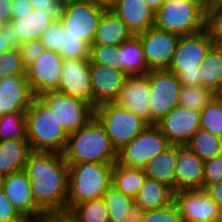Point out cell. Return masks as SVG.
Wrapping results in <instances>:
<instances>
[{"label": "cell", "instance_id": "6da1fadb", "mask_svg": "<svg viewBox=\"0 0 222 222\" xmlns=\"http://www.w3.org/2000/svg\"><path fill=\"white\" fill-rule=\"evenodd\" d=\"M33 200L42 210L67 209L69 165L63 154L32 151L24 167Z\"/></svg>", "mask_w": 222, "mask_h": 222}, {"label": "cell", "instance_id": "7a4b0ae2", "mask_svg": "<svg viewBox=\"0 0 222 222\" xmlns=\"http://www.w3.org/2000/svg\"><path fill=\"white\" fill-rule=\"evenodd\" d=\"M63 157L67 164L116 163L118 152L94 116L78 131L69 134Z\"/></svg>", "mask_w": 222, "mask_h": 222}, {"label": "cell", "instance_id": "3957f363", "mask_svg": "<svg viewBox=\"0 0 222 222\" xmlns=\"http://www.w3.org/2000/svg\"><path fill=\"white\" fill-rule=\"evenodd\" d=\"M26 122L32 151L63 154L69 135L40 97H35L27 109Z\"/></svg>", "mask_w": 222, "mask_h": 222}, {"label": "cell", "instance_id": "277c9868", "mask_svg": "<svg viewBox=\"0 0 222 222\" xmlns=\"http://www.w3.org/2000/svg\"><path fill=\"white\" fill-rule=\"evenodd\" d=\"M115 163H80L69 165L67 209L102 198L112 186Z\"/></svg>", "mask_w": 222, "mask_h": 222}, {"label": "cell", "instance_id": "5b68a950", "mask_svg": "<svg viewBox=\"0 0 222 222\" xmlns=\"http://www.w3.org/2000/svg\"><path fill=\"white\" fill-rule=\"evenodd\" d=\"M213 45L206 28L196 34L180 36L168 70L177 75L181 85L201 86L199 67Z\"/></svg>", "mask_w": 222, "mask_h": 222}, {"label": "cell", "instance_id": "8992f818", "mask_svg": "<svg viewBox=\"0 0 222 222\" xmlns=\"http://www.w3.org/2000/svg\"><path fill=\"white\" fill-rule=\"evenodd\" d=\"M154 26L180 36L196 34L206 28V9L197 0L166 1L155 13Z\"/></svg>", "mask_w": 222, "mask_h": 222}, {"label": "cell", "instance_id": "52a82bcc", "mask_svg": "<svg viewBox=\"0 0 222 222\" xmlns=\"http://www.w3.org/2000/svg\"><path fill=\"white\" fill-rule=\"evenodd\" d=\"M94 116L103 125L117 152L149 125L135 113L115 103H106L95 107Z\"/></svg>", "mask_w": 222, "mask_h": 222}, {"label": "cell", "instance_id": "ba28073f", "mask_svg": "<svg viewBox=\"0 0 222 222\" xmlns=\"http://www.w3.org/2000/svg\"><path fill=\"white\" fill-rule=\"evenodd\" d=\"M170 145L160 127L157 124H149L118 151L117 163L131 168L144 169L149 161Z\"/></svg>", "mask_w": 222, "mask_h": 222}, {"label": "cell", "instance_id": "9c48e42d", "mask_svg": "<svg viewBox=\"0 0 222 222\" xmlns=\"http://www.w3.org/2000/svg\"><path fill=\"white\" fill-rule=\"evenodd\" d=\"M106 9L90 0L65 4L61 16L65 34L78 36L91 46L100 19Z\"/></svg>", "mask_w": 222, "mask_h": 222}, {"label": "cell", "instance_id": "30bf717a", "mask_svg": "<svg viewBox=\"0 0 222 222\" xmlns=\"http://www.w3.org/2000/svg\"><path fill=\"white\" fill-rule=\"evenodd\" d=\"M151 90V124H157L167 113L179 105L181 84L177 75L168 69H154L148 72Z\"/></svg>", "mask_w": 222, "mask_h": 222}, {"label": "cell", "instance_id": "8fae6325", "mask_svg": "<svg viewBox=\"0 0 222 222\" xmlns=\"http://www.w3.org/2000/svg\"><path fill=\"white\" fill-rule=\"evenodd\" d=\"M40 98L55 114L68 135L78 131L94 117V108L82 99L57 91L44 93Z\"/></svg>", "mask_w": 222, "mask_h": 222}, {"label": "cell", "instance_id": "7c38bea8", "mask_svg": "<svg viewBox=\"0 0 222 222\" xmlns=\"http://www.w3.org/2000/svg\"><path fill=\"white\" fill-rule=\"evenodd\" d=\"M150 70L168 69L180 35L152 26L137 34Z\"/></svg>", "mask_w": 222, "mask_h": 222}, {"label": "cell", "instance_id": "4fadbf2b", "mask_svg": "<svg viewBox=\"0 0 222 222\" xmlns=\"http://www.w3.org/2000/svg\"><path fill=\"white\" fill-rule=\"evenodd\" d=\"M63 58L58 52L45 50L44 54L26 67V79L35 97L58 90Z\"/></svg>", "mask_w": 222, "mask_h": 222}, {"label": "cell", "instance_id": "5bb4252c", "mask_svg": "<svg viewBox=\"0 0 222 222\" xmlns=\"http://www.w3.org/2000/svg\"><path fill=\"white\" fill-rule=\"evenodd\" d=\"M174 202L184 222H216L222 211L203 189L176 190Z\"/></svg>", "mask_w": 222, "mask_h": 222}, {"label": "cell", "instance_id": "9a60e30c", "mask_svg": "<svg viewBox=\"0 0 222 222\" xmlns=\"http://www.w3.org/2000/svg\"><path fill=\"white\" fill-rule=\"evenodd\" d=\"M157 125L171 145L183 146L200 129V111L178 105Z\"/></svg>", "mask_w": 222, "mask_h": 222}, {"label": "cell", "instance_id": "2e32d148", "mask_svg": "<svg viewBox=\"0 0 222 222\" xmlns=\"http://www.w3.org/2000/svg\"><path fill=\"white\" fill-rule=\"evenodd\" d=\"M57 92L82 99L92 106L90 60L63 59Z\"/></svg>", "mask_w": 222, "mask_h": 222}, {"label": "cell", "instance_id": "e0dca14e", "mask_svg": "<svg viewBox=\"0 0 222 222\" xmlns=\"http://www.w3.org/2000/svg\"><path fill=\"white\" fill-rule=\"evenodd\" d=\"M151 95L148 73L141 76H128L114 103L151 124Z\"/></svg>", "mask_w": 222, "mask_h": 222}, {"label": "cell", "instance_id": "ac0fdd59", "mask_svg": "<svg viewBox=\"0 0 222 222\" xmlns=\"http://www.w3.org/2000/svg\"><path fill=\"white\" fill-rule=\"evenodd\" d=\"M92 107L114 103L128 77L123 71L93 64L90 61Z\"/></svg>", "mask_w": 222, "mask_h": 222}, {"label": "cell", "instance_id": "d6986e66", "mask_svg": "<svg viewBox=\"0 0 222 222\" xmlns=\"http://www.w3.org/2000/svg\"><path fill=\"white\" fill-rule=\"evenodd\" d=\"M26 75H11L0 79V116L26 112L35 95Z\"/></svg>", "mask_w": 222, "mask_h": 222}, {"label": "cell", "instance_id": "ffe728a7", "mask_svg": "<svg viewBox=\"0 0 222 222\" xmlns=\"http://www.w3.org/2000/svg\"><path fill=\"white\" fill-rule=\"evenodd\" d=\"M0 187L20 215L42 211L33 200L31 183L24 170L2 176Z\"/></svg>", "mask_w": 222, "mask_h": 222}, {"label": "cell", "instance_id": "44dd1931", "mask_svg": "<svg viewBox=\"0 0 222 222\" xmlns=\"http://www.w3.org/2000/svg\"><path fill=\"white\" fill-rule=\"evenodd\" d=\"M204 161L186 145H176L175 191L203 189Z\"/></svg>", "mask_w": 222, "mask_h": 222}, {"label": "cell", "instance_id": "7402d4cb", "mask_svg": "<svg viewBox=\"0 0 222 222\" xmlns=\"http://www.w3.org/2000/svg\"><path fill=\"white\" fill-rule=\"evenodd\" d=\"M137 35L154 26L155 13L145 0H117L110 8Z\"/></svg>", "mask_w": 222, "mask_h": 222}, {"label": "cell", "instance_id": "603a6c76", "mask_svg": "<svg viewBox=\"0 0 222 222\" xmlns=\"http://www.w3.org/2000/svg\"><path fill=\"white\" fill-rule=\"evenodd\" d=\"M53 20L44 12L32 9L30 13L20 16V19L10 20L8 28L16 44L41 40L43 33Z\"/></svg>", "mask_w": 222, "mask_h": 222}, {"label": "cell", "instance_id": "cb8c5ba5", "mask_svg": "<svg viewBox=\"0 0 222 222\" xmlns=\"http://www.w3.org/2000/svg\"><path fill=\"white\" fill-rule=\"evenodd\" d=\"M174 201V190L146 176L134 202L144 211L163 208Z\"/></svg>", "mask_w": 222, "mask_h": 222}, {"label": "cell", "instance_id": "d4e9b609", "mask_svg": "<svg viewBox=\"0 0 222 222\" xmlns=\"http://www.w3.org/2000/svg\"><path fill=\"white\" fill-rule=\"evenodd\" d=\"M132 35L125 23L111 9H106L100 19L92 44L120 46Z\"/></svg>", "mask_w": 222, "mask_h": 222}, {"label": "cell", "instance_id": "484cf974", "mask_svg": "<svg viewBox=\"0 0 222 222\" xmlns=\"http://www.w3.org/2000/svg\"><path fill=\"white\" fill-rule=\"evenodd\" d=\"M119 62L120 71H123L127 76L146 75L150 71L137 35H132L119 46Z\"/></svg>", "mask_w": 222, "mask_h": 222}, {"label": "cell", "instance_id": "4316f807", "mask_svg": "<svg viewBox=\"0 0 222 222\" xmlns=\"http://www.w3.org/2000/svg\"><path fill=\"white\" fill-rule=\"evenodd\" d=\"M32 152L28 141L6 140L0 142V175L24 170Z\"/></svg>", "mask_w": 222, "mask_h": 222}, {"label": "cell", "instance_id": "83f0119b", "mask_svg": "<svg viewBox=\"0 0 222 222\" xmlns=\"http://www.w3.org/2000/svg\"><path fill=\"white\" fill-rule=\"evenodd\" d=\"M144 171L147 177L162 182L175 191L176 145H170L149 161Z\"/></svg>", "mask_w": 222, "mask_h": 222}, {"label": "cell", "instance_id": "f1b7e54d", "mask_svg": "<svg viewBox=\"0 0 222 222\" xmlns=\"http://www.w3.org/2000/svg\"><path fill=\"white\" fill-rule=\"evenodd\" d=\"M201 86L212 90L216 95L222 92V53L214 44L199 67Z\"/></svg>", "mask_w": 222, "mask_h": 222}, {"label": "cell", "instance_id": "f546056e", "mask_svg": "<svg viewBox=\"0 0 222 222\" xmlns=\"http://www.w3.org/2000/svg\"><path fill=\"white\" fill-rule=\"evenodd\" d=\"M145 178L144 169L127 167L117 162L114 164L112 186L133 199L143 186Z\"/></svg>", "mask_w": 222, "mask_h": 222}, {"label": "cell", "instance_id": "4dcf8cb0", "mask_svg": "<svg viewBox=\"0 0 222 222\" xmlns=\"http://www.w3.org/2000/svg\"><path fill=\"white\" fill-rule=\"evenodd\" d=\"M186 146L200 159L206 161L222 152V139L200 128Z\"/></svg>", "mask_w": 222, "mask_h": 222}, {"label": "cell", "instance_id": "1f68e13d", "mask_svg": "<svg viewBox=\"0 0 222 222\" xmlns=\"http://www.w3.org/2000/svg\"><path fill=\"white\" fill-rule=\"evenodd\" d=\"M108 209L109 222H125L134 199L111 186L103 195Z\"/></svg>", "mask_w": 222, "mask_h": 222}, {"label": "cell", "instance_id": "d6a6232c", "mask_svg": "<svg viewBox=\"0 0 222 222\" xmlns=\"http://www.w3.org/2000/svg\"><path fill=\"white\" fill-rule=\"evenodd\" d=\"M27 139L26 112L7 113L0 116V142Z\"/></svg>", "mask_w": 222, "mask_h": 222}, {"label": "cell", "instance_id": "836d02e7", "mask_svg": "<svg viewBox=\"0 0 222 222\" xmlns=\"http://www.w3.org/2000/svg\"><path fill=\"white\" fill-rule=\"evenodd\" d=\"M200 128L222 139V97L216 95L200 111Z\"/></svg>", "mask_w": 222, "mask_h": 222}, {"label": "cell", "instance_id": "e575fe53", "mask_svg": "<svg viewBox=\"0 0 222 222\" xmlns=\"http://www.w3.org/2000/svg\"><path fill=\"white\" fill-rule=\"evenodd\" d=\"M216 94L203 86L181 85L179 92V105L201 111Z\"/></svg>", "mask_w": 222, "mask_h": 222}, {"label": "cell", "instance_id": "d590c367", "mask_svg": "<svg viewBox=\"0 0 222 222\" xmlns=\"http://www.w3.org/2000/svg\"><path fill=\"white\" fill-rule=\"evenodd\" d=\"M72 210L81 222H109L108 209L103 198L80 203Z\"/></svg>", "mask_w": 222, "mask_h": 222}, {"label": "cell", "instance_id": "8d00e7d4", "mask_svg": "<svg viewBox=\"0 0 222 222\" xmlns=\"http://www.w3.org/2000/svg\"><path fill=\"white\" fill-rule=\"evenodd\" d=\"M58 53L63 59L89 60L90 45L78 36L67 35L63 32Z\"/></svg>", "mask_w": 222, "mask_h": 222}, {"label": "cell", "instance_id": "74e56055", "mask_svg": "<svg viewBox=\"0 0 222 222\" xmlns=\"http://www.w3.org/2000/svg\"><path fill=\"white\" fill-rule=\"evenodd\" d=\"M93 64H99L120 71L119 46L106 44H92L90 58Z\"/></svg>", "mask_w": 222, "mask_h": 222}, {"label": "cell", "instance_id": "f35d334b", "mask_svg": "<svg viewBox=\"0 0 222 222\" xmlns=\"http://www.w3.org/2000/svg\"><path fill=\"white\" fill-rule=\"evenodd\" d=\"M1 63V79L11 75H26V67L22 62V58L18 47L7 50L2 55Z\"/></svg>", "mask_w": 222, "mask_h": 222}, {"label": "cell", "instance_id": "ab89813d", "mask_svg": "<svg viewBox=\"0 0 222 222\" xmlns=\"http://www.w3.org/2000/svg\"><path fill=\"white\" fill-rule=\"evenodd\" d=\"M140 222H184L173 201L171 204L155 210L144 211Z\"/></svg>", "mask_w": 222, "mask_h": 222}, {"label": "cell", "instance_id": "60d3db41", "mask_svg": "<svg viewBox=\"0 0 222 222\" xmlns=\"http://www.w3.org/2000/svg\"><path fill=\"white\" fill-rule=\"evenodd\" d=\"M63 32L64 28L61 19L53 20L41 38V43L45 49L58 52L59 48L61 47Z\"/></svg>", "mask_w": 222, "mask_h": 222}, {"label": "cell", "instance_id": "b9f144b4", "mask_svg": "<svg viewBox=\"0 0 222 222\" xmlns=\"http://www.w3.org/2000/svg\"><path fill=\"white\" fill-rule=\"evenodd\" d=\"M206 29L214 44L222 41V5L206 10Z\"/></svg>", "mask_w": 222, "mask_h": 222}, {"label": "cell", "instance_id": "7bdbcfd3", "mask_svg": "<svg viewBox=\"0 0 222 222\" xmlns=\"http://www.w3.org/2000/svg\"><path fill=\"white\" fill-rule=\"evenodd\" d=\"M222 180V152L213 159L204 161L203 190Z\"/></svg>", "mask_w": 222, "mask_h": 222}, {"label": "cell", "instance_id": "ee69618b", "mask_svg": "<svg viewBox=\"0 0 222 222\" xmlns=\"http://www.w3.org/2000/svg\"><path fill=\"white\" fill-rule=\"evenodd\" d=\"M17 47L25 67L40 58L46 50L41 40L20 43Z\"/></svg>", "mask_w": 222, "mask_h": 222}, {"label": "cell", "instance_id": "f6af8a7d", "mask_svg": "<svg viewBox=\"0 0 222 222\" xmlns=\"http://www.w3.org/2000/svg\"><path fill=\"white\" fill-rule=\"evenodd\" d=\"M33 9L44 12L52 20L61 19L64 4L59 0H29Z\"/></svg>", "mask_w": 222, "mask_h": 222}, {"label": "cell", "instance_id": "bcb514c9", "mask_svg": "<svg viewBox=\"0 0 222 222\" xmlns=\"http://www.w3.org/2000/svg\"><path fill=\"white\" fill-rule=\"evenodd\" d=\"M20 216L0 187V222H18Z\"/></svg>", "mask_w": 222, "mask_h": 222}, {"label": "cell", "instance_id": "7dc6e473", "mask_svg": "<svg viewBox=\"0 0 222 222\" xmlns=\"http://www.w3.org/2000/svg\"><path fill=\"white\" fill-rule=\"evenodd\" d=\"M32 9L29 0H12L10 20L20 19V16L30 13Z\"/></svg>", "mask_w": 222, "mask_h": 222}, {"label": "cell", "instance_id": "c3c4849f", "mask_svg": "<svg viewBox=\"0 0 222 222\" xmlns=\"http://www.w3.org/2000/svg\"><path fill=\"white\" fill-rule=\"evenodd\" d=\"M52 222H81L79 217L69 209L53 210Z\"/></svg>", "mask_w": 222, "mask_h": 222}, {"label": "cell", "instance_id": "681fc988", "mask_svg": "<svg viewBox=\"0 0 222 222\" xmlns=\"http://www.w3.org/2000/svg\"><path fill=\"white\" fill-rule=\"evenodd\" d=\"M18 222H52V211L42 210L35 214L21 215Z\"/></svg>", "mask_w": 222, "mask_h": 222}, {"label": "cell", "instance_id": "f907efd6", "mask_svg": "<svg viewBox=\"0 0 222 222\" xmlns=\"http://www.w3.org/2000/svg\"><path fill=\"white\" fill-rule=\"evenodd\" d=\"M16 46L17 44L14 37L7 27L3 32L0 33V55Z\"/></svg>", "mask_w": 222, "mask_h": 222}, {"label": "cell", "instance_id": "816d5d0a", "mask_svg": "<svg viewBox=\"0 0 222 222\" xmlns=\"http://www.w3.org/2000/svg\"><path fill=\"white\" fill-rule=\"evenodd\" d=\"M205 191L209 197L219 206L222 211V180L220 182L209 185Z\"/></svg>", "mask_w": 222, "mask_h": 222}, {"label": "cell", "instance_id": "f5cc1de1", "mask_svg": "<svg viewBox=\"0 0 222 222\" xmlns=\"http://www.w3.org/2000/svg\"><path fill=\"white\" fill-rule=\"evenodd\" d=\"M12 12V0H0V21L7 26L10 23V15Z\"/></svg>", "mask_w": 222, "mask_h": 222}, {"label": "cell", "instance_id": "db71d44e", "mask_svg": "<svg viewBox=\"0 0 222 222\" xmlns=\"http://www.w3.org/2000/svg\"><path fill=\"white\" fill-rule=\"evenodd\" d=\"M144 214V210L140 208L135 202L130 208V212L127 215L125 222H140L142 216Z\"/></svg>", "mask_w": 222, "mask_h": 222}, {"label": "cell", "instance_id": "11a10c76", "mask_svg": "<svg viewBox=\"0 0 222 222\" xmlns=\"http://www.w3.org/2000/svg\"><path fill=\"white\" fill-rule=\"evenodd\" d=\"M90 1L96 5L110 9L116 3L117 0H90Z\"/></svg>", "mask_w": 222, "mask_h": 222}, {"label": "cell", "instance_id": "9f6ffc18", "mask_svg": "<svg viewBox=\"0 0 222 222\" xmlns=\"http://www.w3.org/2000/svg\"><path fill=\"white\" fill-rule=\"evenodd\" d=\"M151 10L156 13L160 6L164 3V0H145Z\"/></svg>", "mask_w": 222, "mask_h": 222}, {"label": "cell", "instance_id": "6f0895ef", "mask_svg": "<svg viewBox=\"0 0 222 222\" xmlns=\"http://www.w3.org/2000/svg\"><path fill=\"white\" fill-rule=\"evenodd\" d=\"M205 9L212 8V0H197Z\"/></svg>", "mask_w": 222, "mask_h": 222}, {"label": "cell", "instance_id": "680465c9", "mask_svg": "<svg viewBox=\"0 0 222 222\" xmlns=\"http://www.w3.org/2000/svg\"><path fill=\"white\" fill-rule=\"evenodd\" d=\"M222 5V0H212V7Z\"/></svg>", "mask_w": 222, "mask_h": 222}, {"label": "cell", "instance_id": "91938a15", "mask_svg": "<svg viewBox=\"0 0 222 222\" xmlns=\"http://www.w3.org/2000/svg\"><path fill=\"white\" fill-rule=\"evenodd\" d=\"M61 1L64 5L72 2H78V1H83V0H59Z\"/></svg>", "mask_w": 222, "mask_h": 222}, {"label": "cell", "instance_id": "94428289", "mask_svg": "<svg viewBox=\"0 0 222 222\" xmlns=\"http://www.w3.org/2000/svg\"><path fill=\"white\" fill-rule=\"evenodd\" d=\"M8 26L0 21V33L3 32Z\"/></svg>", "mask_w": 222, "mask_h": 222}, {"label": "cell", "instance_id": "6125c7cd", "mask_svg": "<svg viewBox=\"0 0 222 222\" xmlns=\"http://www.w3.org/2000/svg\"><path fill=\"white\" fill-rule=\"evenodd\" d=\"M215 45L221 50V53H222V41L217 42Z\"/></svg>", "mask_w": 222, "mask_h": 222}, {"label": "cell", "instance_id": "be15d7a7", "mask_svg": "<svg viewBox=\"0 0 222 222\" xmlns=\"http://www.w3.org/2000/svg\"><path fill=\"white\" fill-rule=\"evenodd\" d=\"M2 61H3V58H2V56L0 55V67H1ZM0 79H1V69H0Z\"/></svg>", "mask_w": 222, "mask_h": 222}, {"label": "cell", "instance_id": "e7e4bbea", "mask_svg": "<svg viewBox=\"0 0 222 222\" xmlns=\"http://www.w3.org/2000/svg\"><path fill=\"white\" fill-rule=\"evenodd\" d=\"M216 222H222V216Z\"/></svg>", "mask_w": 222, "mask_h": 222}]
</instances>
